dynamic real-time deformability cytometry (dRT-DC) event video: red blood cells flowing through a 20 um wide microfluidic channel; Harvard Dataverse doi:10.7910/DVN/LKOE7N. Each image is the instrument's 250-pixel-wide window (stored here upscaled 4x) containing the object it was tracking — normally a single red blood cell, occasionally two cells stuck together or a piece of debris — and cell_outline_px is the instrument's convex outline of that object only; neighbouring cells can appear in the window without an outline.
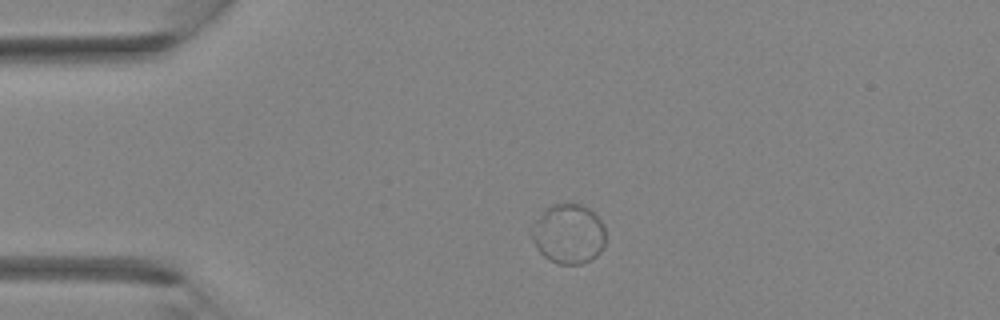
{"species": "Egyptian fruit bat (a non-hibernating species)", "species_latin": "Rousettus aegyptiacus", "temperature_condition": "room temperature", "stored_images_in_passage": 30, "camera_frame_rate_fps": 3000, "um_per_image_px": 0.085, "animal": {"sex": "female"}, "frame": {"image": 1, "passage_image": 1, "time_ms": 0.0, "image_size_px": [1000, 320], "cell_outline_px": [[604, 248], [592, 260], [584, 264], [560, 264], [548, 260], [540, 252], [528, 232], [544, 208], [552, 204], [580, 204], [588, 208], [604, 224]], "centroid_in_image_um": [48.3, 19.89], "position_along_channel_um": 36.7, "area_um2": 25.95}}
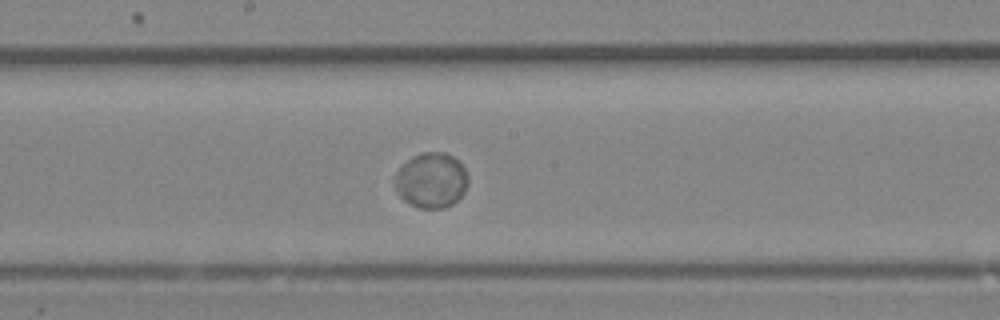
{"frame": {"image": 2, "passage_image": 13, "time_ms": 4.0, "image_size_px": [1000, 320], "cell_outline_px": [[468, 184], [464, 192], [452, 204], [444, 208], [416, 208], [404, 200], [396, 192], [396, 172], [412, 156], [420, 152], [444, 152], [460, 160], [468, 176]], "centroid_in_image_um": [36.68, 15.32], "position_along_channel_um": 211.5, "area_um2": 23.64}}
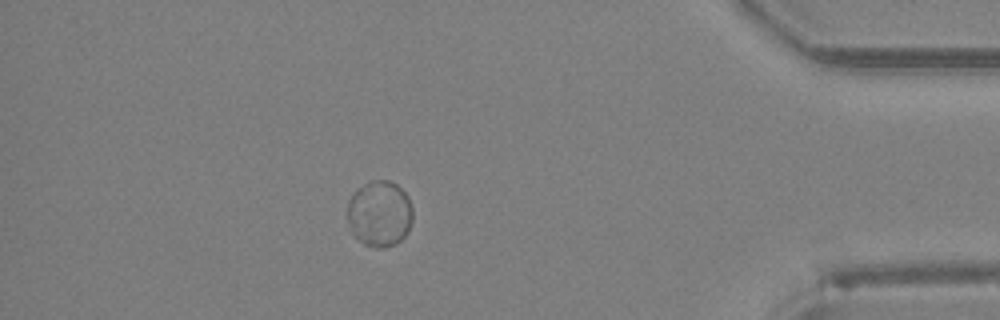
{"frame": {"image": 3, "passage_image": 26, "time_ms": 8.333, "image_size_px": [1000, 320], "cell_outline_px": [[412, 220], [408, 232], [396, 244], [384, 248], [376, 248], [364, 244], [352, 232], [348, 220], [348, 200], [364, 184], [372, 180], [388, 180], [396, 184], [408, 196], [412, 208]], "centroid_in_image_um": [32.29, 18.17], "position_along_channel_um": 402.9, "area_um2": 24.97}}